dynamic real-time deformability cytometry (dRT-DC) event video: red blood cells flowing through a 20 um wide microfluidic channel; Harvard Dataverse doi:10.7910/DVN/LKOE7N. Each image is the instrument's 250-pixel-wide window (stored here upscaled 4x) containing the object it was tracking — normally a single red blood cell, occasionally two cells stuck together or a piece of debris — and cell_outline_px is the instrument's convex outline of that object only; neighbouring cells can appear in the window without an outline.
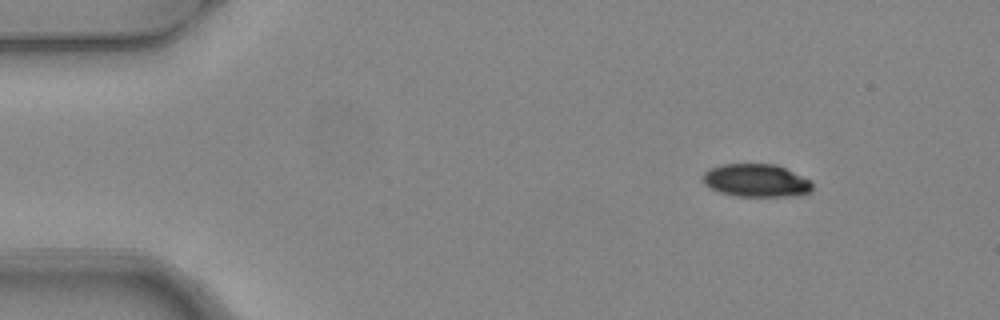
{"species": "common noctule bat (a hibernating species)", "species_latin": "Nyctalus noctula", "temperature_condition": "warm", "stored_images_in_passage": 4, "camera_frame_rate_fps": 3000, "um_per_image_px": 0.085, "animal": {"sex": "female", "body_mass_g": 24.6, "forearm_length_mm": 56.2}, "frame": {"image": 1, "passage_image": 1, "time_ms": 0.0, "image_size_px": [1000, 320], "cell_outline_px": [[812, 192], [788, 196], [736, 196], [720, 192], [708, 188], [704, 184], [704, 172], [708, 168], [720, 164], [776, 164], [812, 180]], "centroid_in_image_um": [64.27, 15.33], "position_along_channel_um": 20.7, "area_um2": 21.15}}
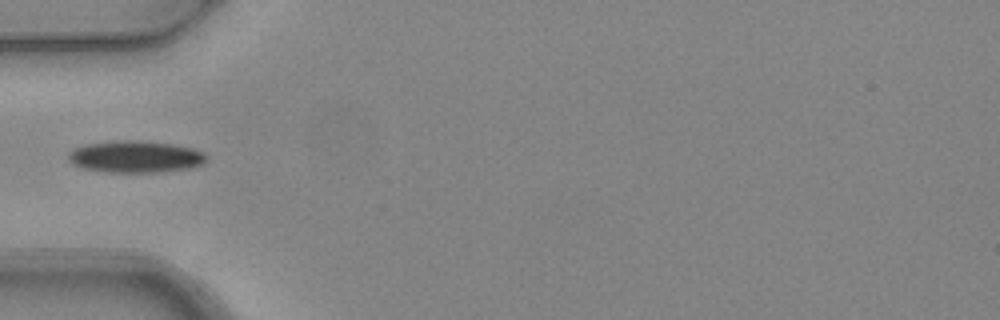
{"frame": {"image": 2, "passage_image": 4, "time_ms": 1.0, "image_size_px": [1000, 320], "cell_outline_px": [[208, 160], [204, 164], [192, 168], [156, 172], [108, 172], [84, 168], [72, 164], [68, 160], [68, 152], [76, 148], [88, 144], [116, 140], [140, 140], [176, 144], [196, 148], [204, 152], [208, 156]], "centroid_in_image_um": [11.6, 13.31], "position_along_channel_um": 73.4, "area_um2": 26.01}}